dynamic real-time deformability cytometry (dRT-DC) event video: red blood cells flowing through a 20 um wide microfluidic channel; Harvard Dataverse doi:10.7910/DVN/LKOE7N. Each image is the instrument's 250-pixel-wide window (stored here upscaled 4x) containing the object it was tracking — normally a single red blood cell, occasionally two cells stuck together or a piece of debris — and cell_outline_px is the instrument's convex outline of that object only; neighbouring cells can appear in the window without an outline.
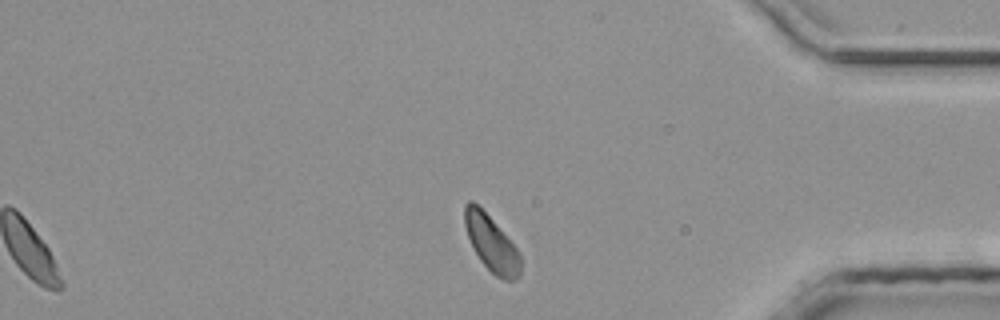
{"species": "common noctule bat (a hibernating species)", "species_latin": "Nyctalus noctula", "temperature_condition": "room temperature", "stored_images_in_passage": 35, "segment_of_instrument_passage": [2, 2], "camera_frame_rate_fps": 3000, "um_per_image_px": 0.085, "animal": {"sex": "male", "body_mass_g": 20.4}, "frame": {"image": 1, "passage_image": 35, "time_ms": 11.333, "image_size_px": [1000, 320], "cell_outline_px": [[520, 276], [516, 280], [504, 280], [496, 276], [480, 260], [468, 236], [464, 224], [464, 204], [468, 200], [472, 200], [492, 220], [516, 248], [520, 256]], "centroid_in_image_um": [41.76, 20.7], "position_along_channel_um": 393.4, "area_um2": 17.69}}